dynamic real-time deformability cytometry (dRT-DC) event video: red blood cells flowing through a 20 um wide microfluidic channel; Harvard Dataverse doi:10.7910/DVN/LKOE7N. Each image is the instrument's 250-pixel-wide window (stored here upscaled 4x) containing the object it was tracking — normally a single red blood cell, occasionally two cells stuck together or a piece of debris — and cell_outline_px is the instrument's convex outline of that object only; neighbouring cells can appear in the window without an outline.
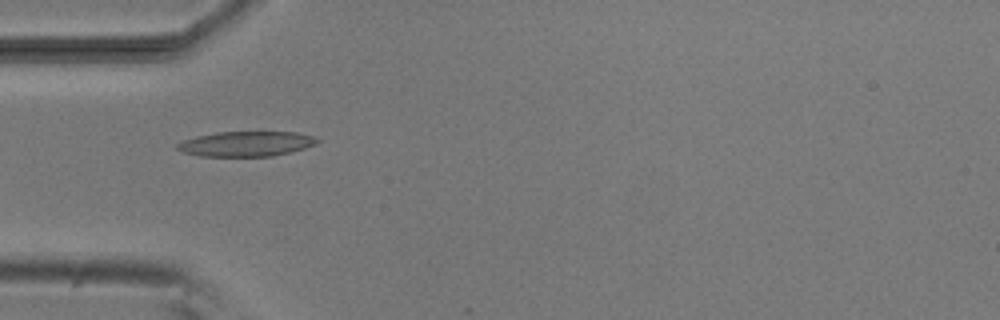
{"species": "common noctule bat (a hibernating species)", "species_latin": "Nyctalus noctula", "temperature_condition": "room temperature", "stored_images_in_passage": 37, "camera_frame_rate_fps": 3000, "um_per_image_px": 0.085, "animal": {"sex": "male", "body_mass_g": 20.5, "forearm_length_mm": 52.5}, "frame": {"image": 1, "passage_image": 1, "time_ms": 0.0, "image_size_px": [1000, 320], "cell_outline_px": [[320, 140], [316, 144], [292, 152], [272, 156], [200, 156], [184, 152], [176, 148], [176, 144], [184, 140], [196, 136], [216, 132], [296, 132], [316, 136]], "centroid_in_image_um": [20.96, 12.22], "position_along_channel_um": 64.0, "area_um2": 20.46}}
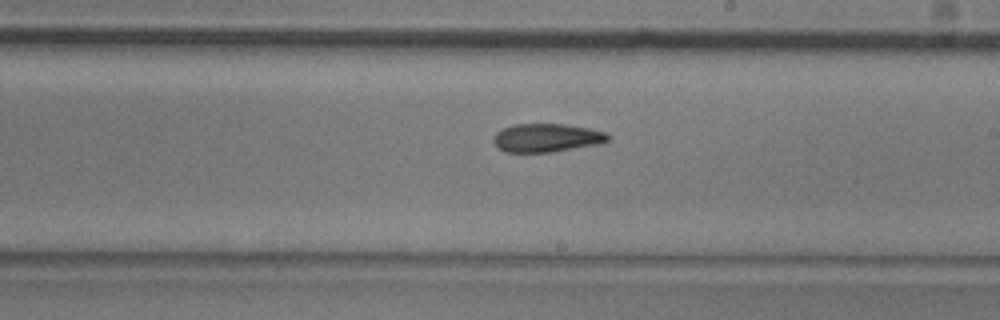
{"frame": {"image": 2, "passage_image": 15, "time_ms": 4.667, "image_size_px": [1000, 320], "cell_outline_px": [[612, 136], [608, 140], [596, 144], [552, 152], [504, 152], [496, 148], [492, 140], [496, 132], [512, 124], [564, 124], [588, 128], [604, 132]], "centroid_in_image_um": [46.41, 11.71], "position_along_channel_um": 242.6, "area_um2": 18.96}}
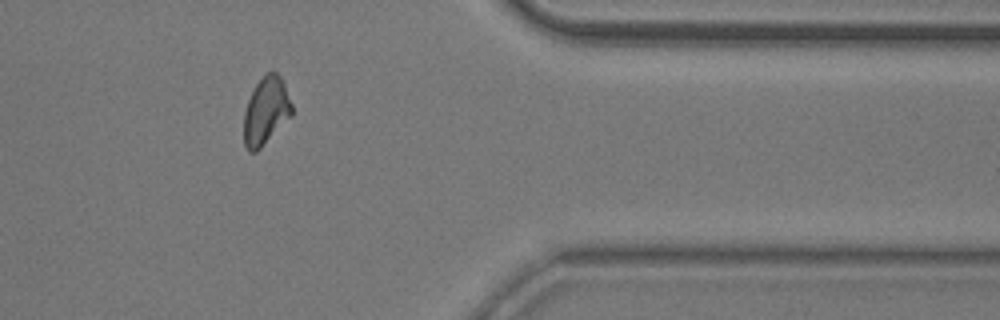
{"frame": {"image": 3, "passage_image": 28, "time_ms": 9.0, "image_size_px": [1000, 320], "cell_outline_px": [[292, 116], [256, 152], [248, 152], [244, 144], [244, 112], [248, 100], [256, 84], [268, 72], [276, 72], [280, 76], [284, 84], [292, 104]], "centroid_in_image_um": [22.6, 9.46], "position_along_channel_um": 388.8, "area_um2": 18.73}, "authors_computed_cell_mechanics": {"area_um2": 18.9584, "velocity_mm_per_s": 3.8158, "shape_relaxation_time_tau1_ms": null, "shape_relaxation_time_tau2_ms": 5.0218, "deformation_change_tau1": null, "deformation_change_tau2": 0.1307}}